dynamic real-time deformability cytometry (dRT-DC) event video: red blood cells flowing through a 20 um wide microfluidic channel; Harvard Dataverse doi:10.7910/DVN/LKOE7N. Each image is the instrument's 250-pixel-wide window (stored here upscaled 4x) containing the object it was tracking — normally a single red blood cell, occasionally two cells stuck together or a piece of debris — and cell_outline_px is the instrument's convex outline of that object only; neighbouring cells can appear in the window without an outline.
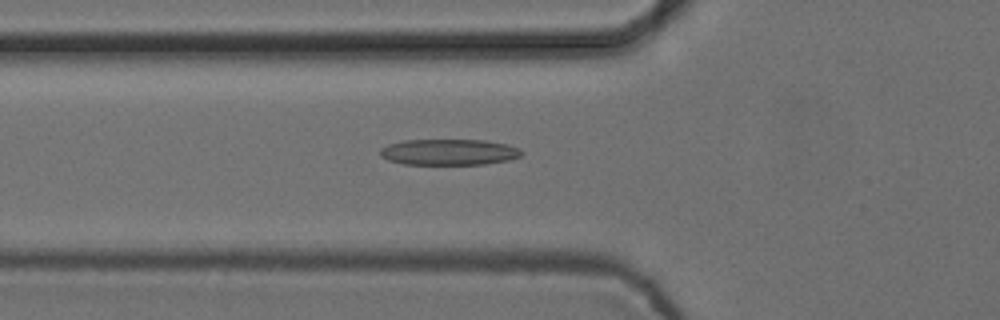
{"species": "common noctule bat (a hibernating species)", "species_latin": "Nyctalus noctula", "temperature_condition": "cold", "stored_images_in_passage": 55, "camera_frame_rate_fps": 3000, "um_per_image_px": 0.085, "animal": {"sex": "female", "body_mass_g": 24.6, "forearm_length_mm": 56.2}, "frame": {"image": 1, "passage_image": 20, "time_ms": 6.333, "image_size_px": [1000, 320], "cell_outline_px": [[524, 152], [520, 156], [508, 160], [484, 164], [404, 164], [388, 160], [380, 156], [380, 148], [388, 144], [404, 140], [484, 140], [508, 144], [520, 148]], "centroid_in_image_um": [38.17, 12.92], "position_along_channel_um": 87.6, "area_um2": 21.5}}
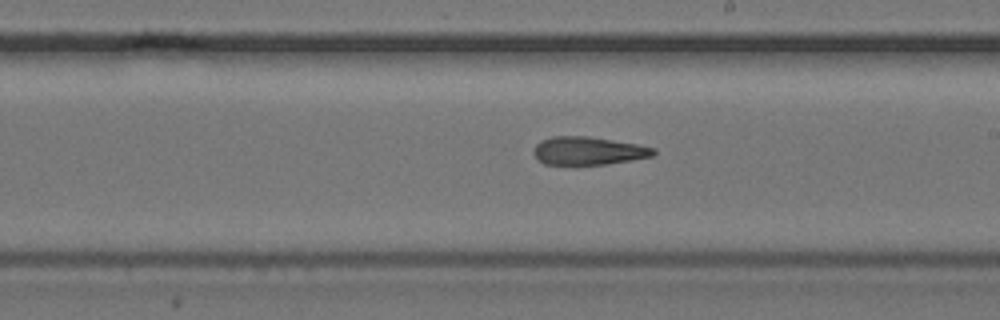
{"frame": {"image": 2, "passage_image": 32, "time_ms": 10.333, "image_size_px": [1000, 320], "cell_outline_px": [[656, 152], [652, 156], [632, 160], [608, 164], [576, 168], [544, 164], [532, 152], [532, 148], [540, 140], [552, 136], [588, 136], [636, 144], [656, 148]], "centroid_in_image_um": [49.94, 12.87], "position_along_channel_um": 239.1, "area_um2": 20.52}}
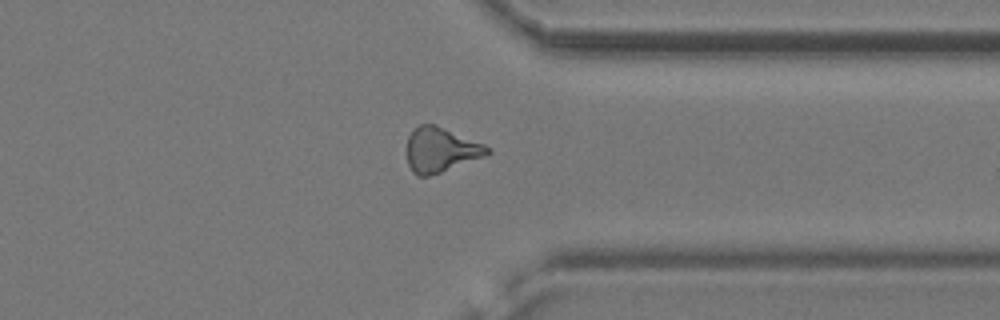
{"frame": {"image": 3, "passage_image": 43, "time_ms": 14.0, "image_size_px": [1000, 320], "cell_outline_px": [[492, 152], [484, 156], [440, 172], [428, 176], [416, 176], [412, 172], [408, 164], [408, 136], [420, 124], [436, 124], [484, 144], [492, 148]], "centroid_in_image_um": [37.47, 12.73], "position_along_channel_um": 373.9, "area_um2": 20.75}, "authors_computed_cell_mechanics": {"area_um2": 20.7502, "velocity_mm_per_s": 3.7575, "shape_relaxation_time_tau1_ms": null, "shape_relaxation_time_tau2_ms": 5.3892, "deformation_change_tau1": null, "deformation_change_tau2": 0.1811}}